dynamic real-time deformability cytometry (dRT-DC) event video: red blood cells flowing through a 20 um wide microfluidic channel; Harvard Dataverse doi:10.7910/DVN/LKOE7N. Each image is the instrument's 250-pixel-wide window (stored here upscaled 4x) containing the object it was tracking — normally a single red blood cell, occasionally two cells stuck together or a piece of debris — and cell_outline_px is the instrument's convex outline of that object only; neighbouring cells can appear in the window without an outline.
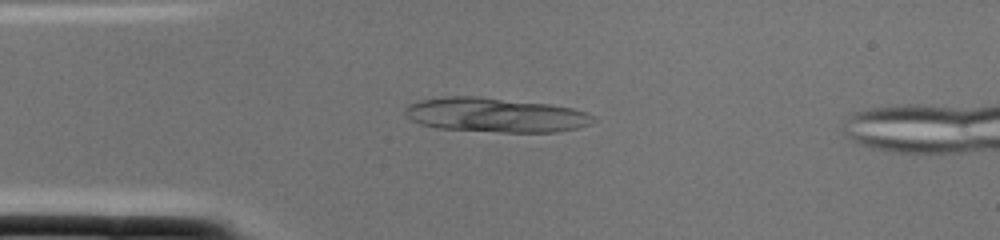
{"species": "common noctule bat (a hibernating species)", "species_latin": "Nyctalus noctula", "temperature_condition": "cold", "stored_images_in_passage": 3, "camera_frame_rate_fps": 3000, "um_per_image_px": 0.085, "animal": {"sex": "female", "body_mass_g": 22.0, "forearm_length_mm": 56.7}, "frame": {"image": 1, "passage_image": 2, "time_ms": 0.333, "image_size_px": [1000, 240], "cell_outline_px": [[596, 120], [588, 124], [576, 128], [556, 132], [500, 132], [436, 128], [420, 124], [404, 116], [404, 108], [408, 104], [420, 100], [448, 96], [476, 96], [548, 104], [572, 108], [588, 112], [596, 116]], "centroid_in_image_um": [42.09, 9.77], "position_along_channel_um": 42.9, "area_um2": 37.86}}